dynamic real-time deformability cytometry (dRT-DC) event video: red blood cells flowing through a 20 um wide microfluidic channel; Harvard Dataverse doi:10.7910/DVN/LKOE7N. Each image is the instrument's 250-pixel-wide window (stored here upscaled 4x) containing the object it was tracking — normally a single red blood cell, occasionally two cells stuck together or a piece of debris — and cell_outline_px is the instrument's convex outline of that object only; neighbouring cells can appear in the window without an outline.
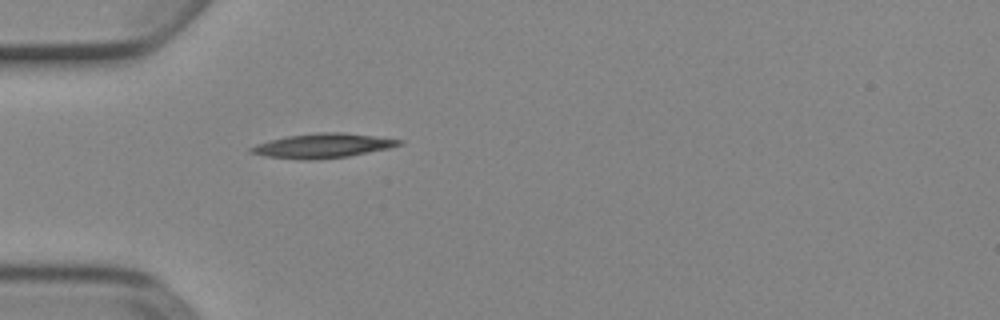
{"species": "Egyptian fruit bat (a non-hibernating species)", "species_latin": "Rousettus aegyptiacus", "temperature_condition": "cold", "stored_images_in_passage": 1, "camera_frame_rate_fps": 3000, "um_per_image_px": 0.085, "animal": {"sex": "female"}, "frame": {"image": 1, "passage_image": 1, "time_ms": 0.0, "image_size_px": [1000, 320], "cell_outline_px": [[404, 144], [388, 148], [348, 156], [304, 160], [264, 156], [248, 152], [248, 148], [256, 144], [288, 136], [316, 132], [344, 132], [404, 140]], "centroid_in_image_um": [27.42, 12.38], "position_along_channel_um": 57.6, "area_um2": 20.92}}